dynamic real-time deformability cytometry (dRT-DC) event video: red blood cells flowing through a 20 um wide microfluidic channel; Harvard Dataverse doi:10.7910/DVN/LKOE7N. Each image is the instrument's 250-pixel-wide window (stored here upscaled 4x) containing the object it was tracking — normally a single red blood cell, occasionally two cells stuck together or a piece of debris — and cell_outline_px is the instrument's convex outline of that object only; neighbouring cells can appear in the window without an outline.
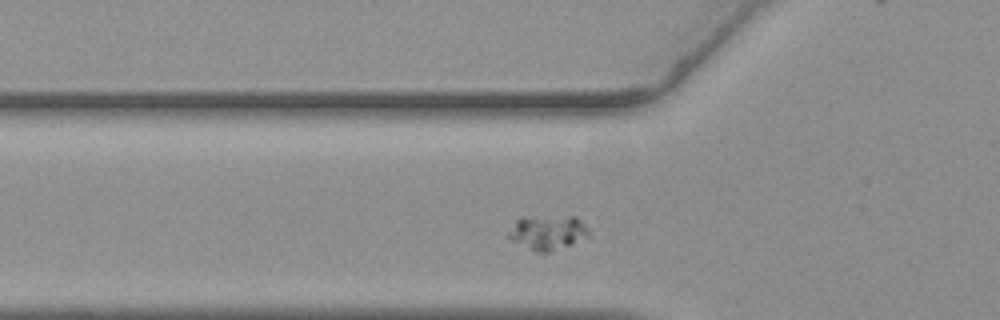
{"species": "common noctule bat (a hibernating species)", "species_latin": "Nyctalus noctula", "temperature_condition": "warm", "stored_images_in_passage": 46, "segment_of_instrument_passage": [1, 2], "camera_frame_rate_fps": 3000, "um_per_image_px": 0.085, "animal": {"sex": "female", "body_mass_g": 19.3, "forearm_length_mm": 54.1}, "frame": {"image": 1, "passage_image": 7, "time_ms": 2.0, "image_size_px": [1000, 320], "cell_outline_px": [[592, 236], [572, 244], [540, 256], [508, 240], [504, 236], [516, 220], [520, 216], [576, 216], [588, 228]], "centroid_in_image_um": [46.49, 19.8], "position_along_channel_um": 79.3, "area_um2": 17.28}}
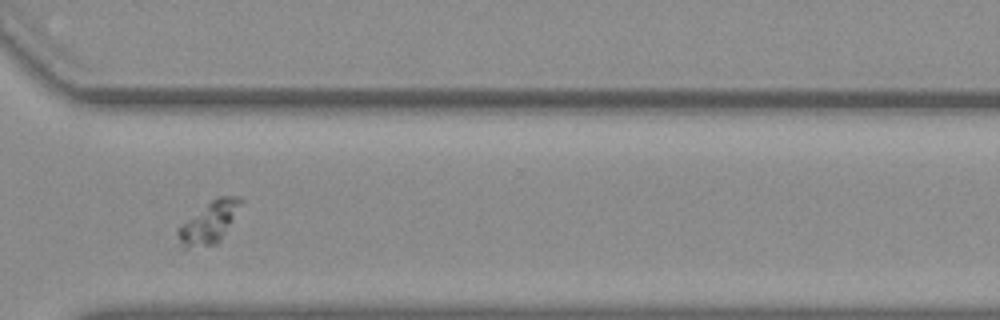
{"frame": {"image": 2, "passage_image": 30, "time_ms": 9.667, "image_size_px": [1000, 320], "cell_outline_px": [[244, 200], [220, 240], [216, 244], [180, 252], [176, 232], [180, 224], [216, 196], [240, 196]], "centroid_in_image_um": [17.69, 18.97], "position_along_channel_um": 352.9, "area_um2": 15.72}}
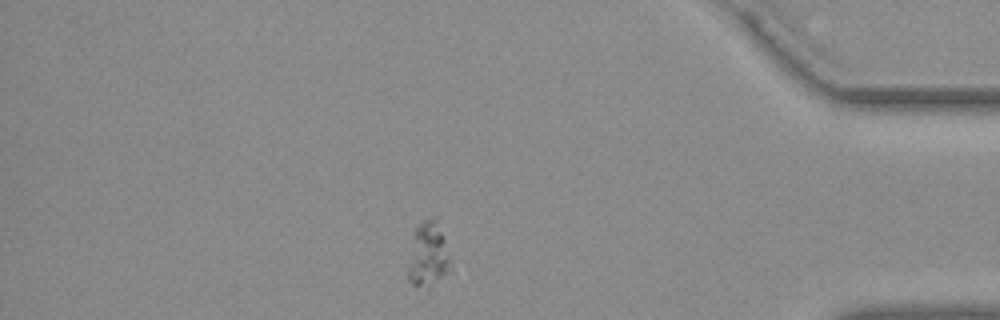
{"frame": {"image": 3, "passage_image": 37, "time_ms": 12.0, "image_size_px": [1000, 320], "cell_outline_px": [[452, 268], [428, 292], [412, 284], [408, 280], [408, 268], [412, 236], [416, 228], [424, 220], [436, 216], [440, 216]], "centroid_in_image_um": [36.43, 21.66], "position_along_channel_um": 398.8, "area_um2": 16.94}}